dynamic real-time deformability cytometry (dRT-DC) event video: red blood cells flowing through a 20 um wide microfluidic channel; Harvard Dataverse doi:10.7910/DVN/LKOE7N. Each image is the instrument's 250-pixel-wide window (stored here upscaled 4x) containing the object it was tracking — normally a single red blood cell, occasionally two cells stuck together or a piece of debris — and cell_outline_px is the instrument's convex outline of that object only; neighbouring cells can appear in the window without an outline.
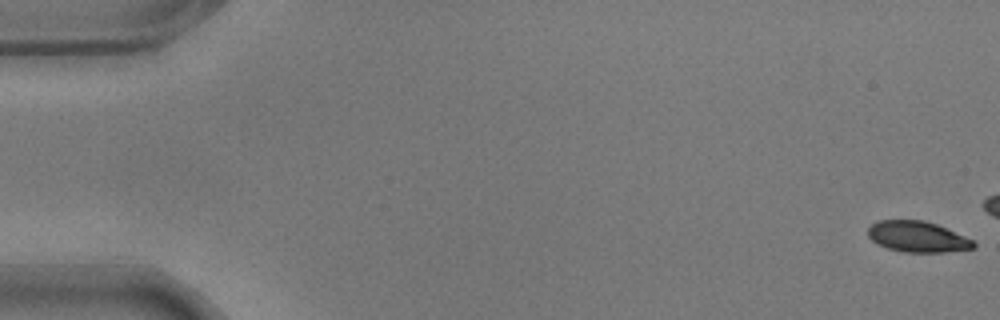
{"species": "common noctule bat (a hibernating species)", "species_latin": "Nyctalus noctula", "temperature_condition": "warm", "stored_images_in_passage": 15, "camera_frame_rate_fps": 3000, "um_per_image_px": 0.085, "animal": {"sex": "male", "body_mass_g": 17.9}, "frame": {"image": 1, "passage_image": 1, "time_ms": 0.0, "image_size_px": [1000, 320], "cell_outline_px": [[976, 248], [944, 252], [904, 252], [888, 248], [872, 240], [868, 236], [868, 228], [876, 220], [924, 220], [936, 224], [964, 236], [972, 240], [976, 244]], "centroid_in_image_um": [77.98, 20.12], "position_along_channel_um": 7.0, "area_um2": 18.84}}